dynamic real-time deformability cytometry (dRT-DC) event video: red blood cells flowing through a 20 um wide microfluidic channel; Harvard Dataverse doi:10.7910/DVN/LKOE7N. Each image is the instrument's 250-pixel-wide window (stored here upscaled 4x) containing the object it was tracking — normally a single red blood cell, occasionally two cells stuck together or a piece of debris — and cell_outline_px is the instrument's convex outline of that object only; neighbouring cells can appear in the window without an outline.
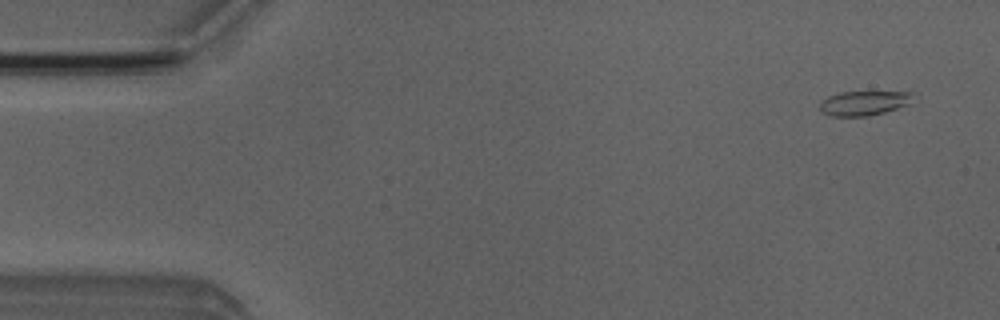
{"species": "Egyptian fruit bat (a non-hibernating species)", "species_latin": "Rousettus aegyptiacus", "temperature_condition": "room temperature", "stored_images_in_passage": 4, "camera_frame_rate_fps": 3000, "um_per_image_px": 0.085, "animal": {"sex": "male"}, "frame": {"image": 1, "passage_image": 1, "time_ms": 0.0, "image_size_px": [1000, 320], "cell_outline_px": [[912, 92], [908, 104], [884, 112], [868, 116], [828, 116], [820, 112], [820, 104], [828, 96], [840, 92]], "centroid_in_image_um": [73.35, 8.77], "position_along_channel_um": 11.6, "area_um2": 13.06}}